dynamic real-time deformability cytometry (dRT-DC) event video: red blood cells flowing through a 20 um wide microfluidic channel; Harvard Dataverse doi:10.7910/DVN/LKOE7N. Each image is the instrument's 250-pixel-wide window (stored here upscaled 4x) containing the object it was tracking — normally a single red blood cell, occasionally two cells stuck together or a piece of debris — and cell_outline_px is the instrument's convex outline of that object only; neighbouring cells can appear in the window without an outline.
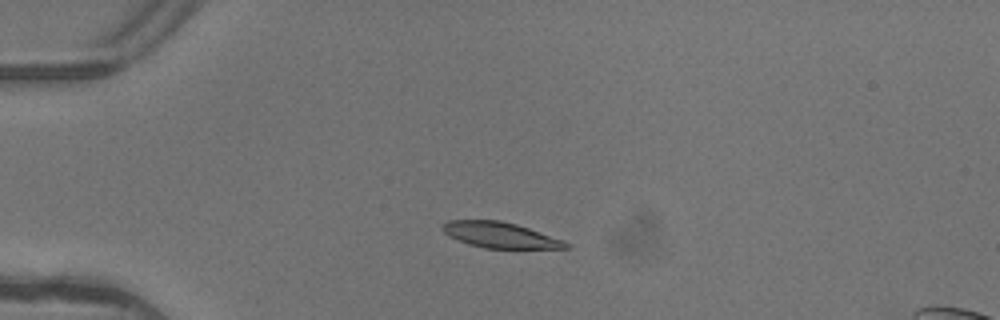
{"species": "common noctule bat (a hibernating species)", "species_latin": "Nyctalus noctula", "temperature_condition": "warm", "stored_images_in_passage": 3, "camera_frame_rate_fps": 3000, "um_per_image_px": 0.085, "animal": {"sex": "female"}, "frame": {"image": 1, "passage_image": 2, "time_ms": 0.333, "image_size_px": [1000, 320], "cell_outline_px": [[568, 248], [484, 248], [468, 244], [448, 236], [440, 228], [440, 224], [448, 220], [500, 220], [516, 224], [564, 240], [568, 244]], "centroid_in_image_um": [42.43, 19.97], "position_along_channel_um": 42.6, "area_um2": 18.44}}